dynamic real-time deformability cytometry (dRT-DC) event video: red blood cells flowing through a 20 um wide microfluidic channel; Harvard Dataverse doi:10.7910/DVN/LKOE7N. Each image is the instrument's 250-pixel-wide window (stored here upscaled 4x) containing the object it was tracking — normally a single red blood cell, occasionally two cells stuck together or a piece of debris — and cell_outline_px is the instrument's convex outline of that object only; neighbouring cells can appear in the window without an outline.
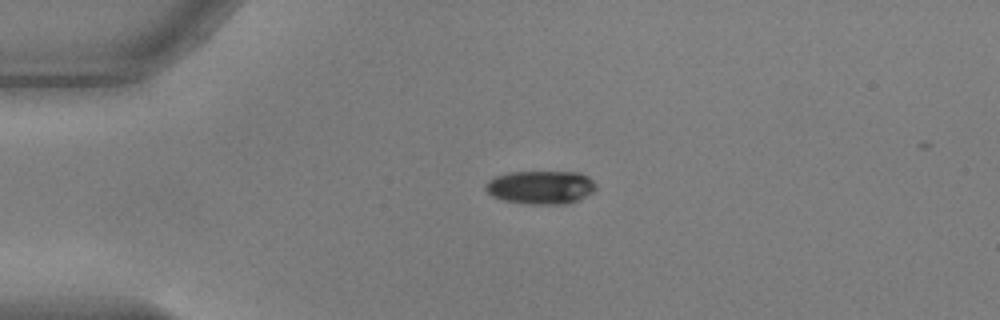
{"species": "common noctule bat (a hibernating species)", "species_latin": "Nyctalus noctula", "temperature_condition": "warm", "stored_images_in_passage": 36, "camera_frame_rate_fps": 3000, "um_per_image_px": 0.085, "animal": {"sex": "male", "body_mass_g": 17.9, "forearm_length_mm": 54.2}, "frame": {"image": 1, "passage_image": 1, "time_ms": 0.0, "image_size_px": [1000, 320], "cell_outline_px": [[596, 188], [592, 192], [576, 200], [564, 204], [528, 204], [504, 200], [492, 196], [484, 188], [484, 184], [488, 180], [496, 176], [508, 172], [580, 172], [588, 176], [596, 184]], "centroid_in_image_um": [45.93, 15.91], "position_along_channel_um": 39.1, "area_um2": 21.44}}
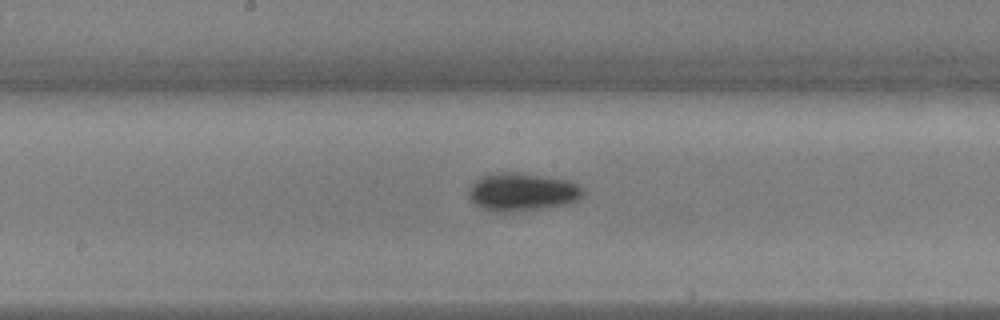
{"frame": {"image": 2, "passage_image": 17, "time_ms": 5.333, "image_size_px": [1000, 320], "cell_outline_px": [[584, 196], [568, 204], [512, 212], [496, 212], [480, 208], [468, 196], [468, 188], [480, 176], [488, 172], [520, 172], [572, 180], [584, 188]], "centroid_in_image_um": [44.38, 16.29], "position_along_channel_um": 203.8, "area_um2": 25.89}}
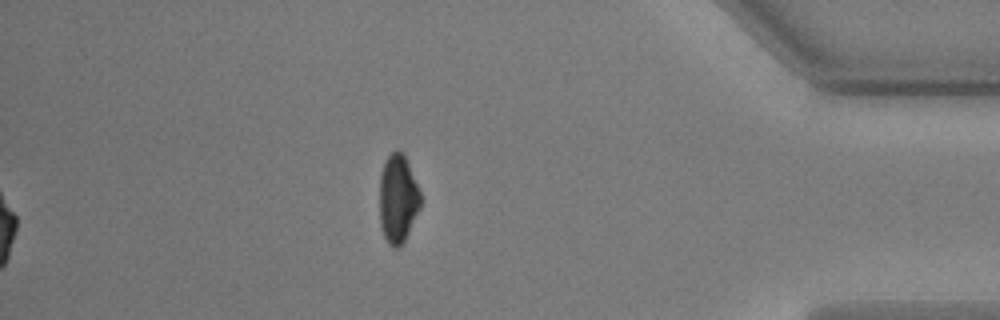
{"frame": {"image": 3, "passage_image": 36, "time_ms": 11.667, "image_size_px": [1000, 320], "cell_outline_px": [[420, 208], [400, 248], [392, 248], [388, 244], [384, 236], [380, 224], [380, 176], [384, 164], [388, 156], [396, 148], [404, 156], [408, 164], [420, 192]], "centroid_in_image_um": [33.8, 16.93], "position_along_channel_um": 401.4, "area_um2": 20.81}, "authors_computed_cell_mechanics": {"area_um2": 23.698, "velocity_mm_per_s": 3.6945, "shape_relaxation_time_tau1_ms": 2.957, "shape_relaxation_time_tau2_ms": 9.4193, "deformation_change_tau1": 0.1583, "deformation_change_tau2": 0.0791}}